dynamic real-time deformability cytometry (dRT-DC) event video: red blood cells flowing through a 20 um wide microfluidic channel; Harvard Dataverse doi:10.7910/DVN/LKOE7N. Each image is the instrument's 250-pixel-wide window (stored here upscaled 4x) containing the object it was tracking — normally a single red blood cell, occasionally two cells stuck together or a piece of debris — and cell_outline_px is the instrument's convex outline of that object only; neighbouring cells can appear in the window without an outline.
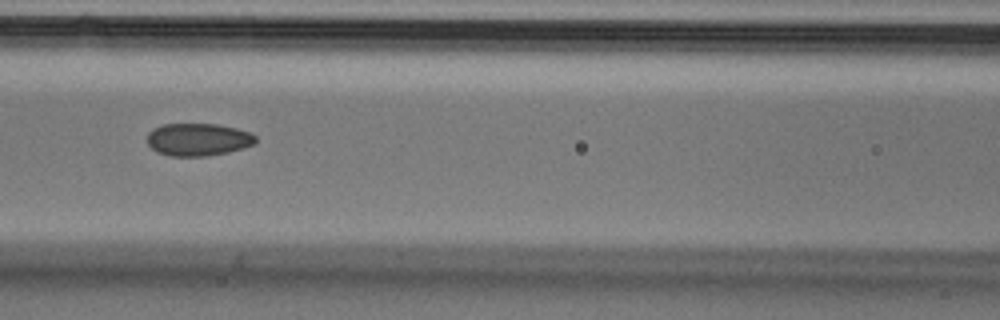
{"species": "Egyptian fruit bat (a non-hibernating species)", "species_latin": "Rousettus aegyptiacus", "temperature_condition": "cold", "stored_images_in_passage": 5, "camera_frame_rate_fps": 3000, "um_per_image_px": 0.085, "animal": {"sex": "male"}, "frame": {"image": 1, "passage_image": 5, "time_ms": 1.333, "image_size_px": [1000, 320], "cell_outline_px": [[256, 140], [252, 144], [228, 152], [208, 156], [168, 156], [156, 152], [148, 144], [148, 132], [152, 128], [160, 124], [216, 124], [236, 128], [252, 132], [256, 136]], "centroid_in_image_um": [16.8, 11.85], "position_along_channel_um": 149.8, "area_um2": 20.69}}